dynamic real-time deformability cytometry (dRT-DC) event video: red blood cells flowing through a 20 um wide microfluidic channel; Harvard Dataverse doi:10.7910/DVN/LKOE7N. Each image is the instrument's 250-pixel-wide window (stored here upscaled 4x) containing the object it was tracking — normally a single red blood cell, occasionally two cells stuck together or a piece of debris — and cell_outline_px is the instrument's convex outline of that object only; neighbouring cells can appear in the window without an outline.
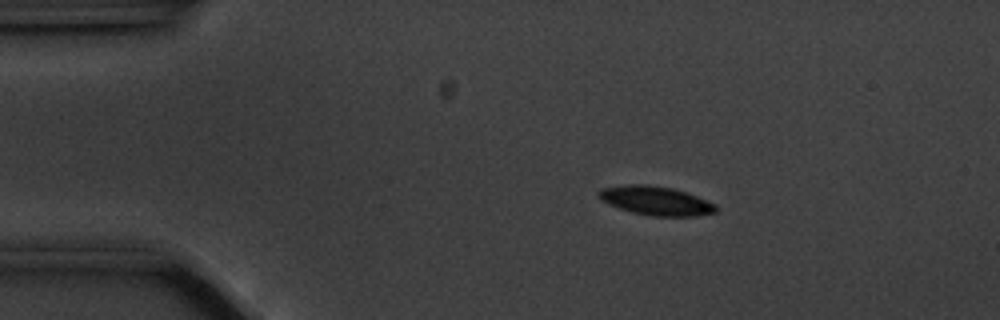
{"species": "common noctule bat (a hibernating species)", "species_latin": "Nyctalus noctula", "temperature_condition": "cold", "stored_images_in_passage": 56, "camera_frame_rate_fps": 3000, "um_per_image_px": 0.085, "animal": {"sex": "male", "body_mass_g": 20.1, "forearm_length_mm": 53.5}, "frame": {"image": 1, "passage_image": 9, "time_ms": 2.667, "image_size_px": [1000, 320], "cell_outline_px": [[716, 212], [692, 216], [652, 216], [632, 212], [608, 204], [600, 200], [596, 196], [596, 192], [600, 188], [628, 184], [644, 184], [672, 188], [696, 196], [716, 204]], "centroid_in_image_um": [55.67, 17.05], "position_along_channel_um": 29.3, "area_um2": 19.71}}
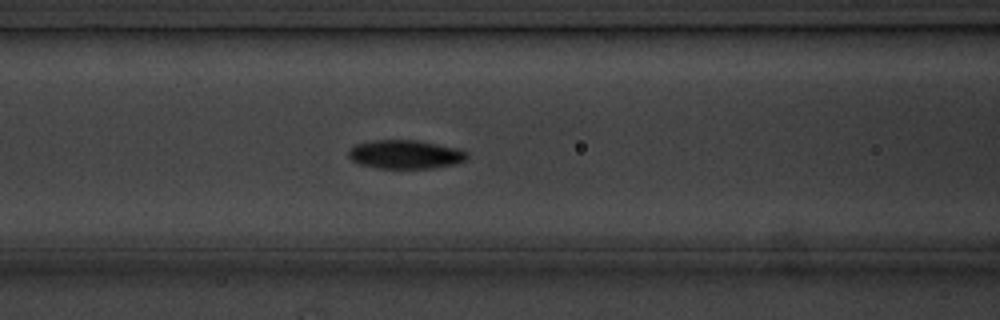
{"frame": {"image": 2, "passage_image": 22, "time_ms": 7.0, "image_size_px": [1000, 320], "cell_outline_px": [[468, 156], [464, 160], [456, 164], [432, 168], [376, 168], [360, 164], [352, 160], [348, 156], [348, 152], [356, 144], [372, 140], [416, 140], [460, 148], [468, 152]], "centroid_in_image_um": [34.48, 13.12], "position_along_channel_um": 132.1, "area_um2": 19.88}}
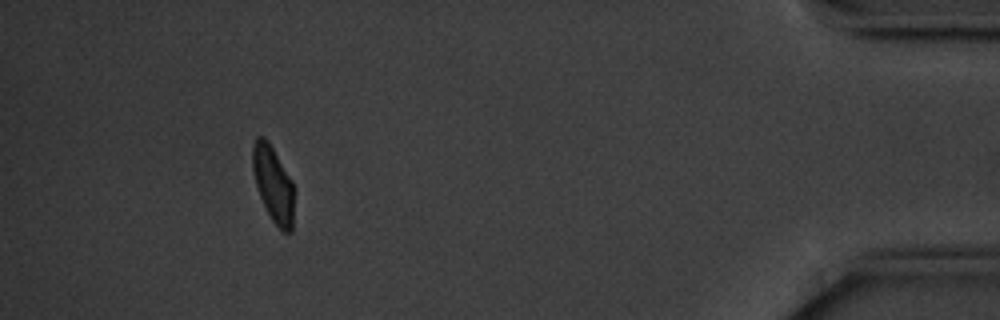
{"frame": {"image": 3, "passage_image": 51, "time_ms": 16.667, "image_size_px": [1000, 320], "cell_outline_px": [[292, 232], [284, 232], [272, 220], [260, 196], [256, 184], [252, 168], [252, 148], [256, 136], [264, 136], [268, 140], [292, 180]], "centroid_in_image_um": [23.19, 15.58], "position_along_channel_um": 412.0, "area_um2": 17.92}, "authors_computed_cell_mechanics": {"area_um2": 19.1029, "velocity_mm_per_s": 3.5287, "shape_relaxation_time_tau1_ms": 2.3838, "shape_relaxation_time_tau2_ms": 4.0495, "deformation_change_tau1": 0.1019, "deformation_change_tau2": 0.0759}}